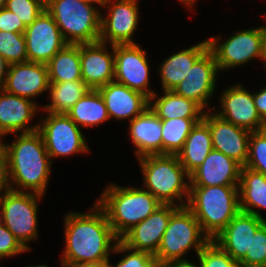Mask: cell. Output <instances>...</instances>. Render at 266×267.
Here are the masks:
<instances>
[{"mask_svg":"<svg viewBox=\"0 0 266 267\" xmlns=\"http://www.w3.org/2000/svg\"><path fill=\"white\" fill-rule=\"evenodd\" d=\"M90 209L89 213L71 211L64 218L66 248L61 258L62 267L108 261L109 253L114 251L120 240L114 234L104 210L96 202Z\"/></svg>","mask_w":266,"mask_h":267,"instance_id":"obj_1","label":"cell"},{"mask_svg":"<svg viewBox=\"0 0 266 267\" xmlns=\"http://www.w3.org/2000/svg\"><path fill=\"white\" fill-rule=\"evenodd\" d=\"M5 146L8 153L11 190L31 191L43 196L49 182L52 160L40 132L36 130L20 133L16 141ZM15 184L17 188L13 186Z\"/></svg>","mask_w":266,"mask_h":267,"instance_id":"obj_2","label":"cell"},{"mask_svg":"<svg viewBox=\"0 0 266 267\" xmlns=\"http://www.w3.org/2000/svg\"><path fill=\"white\" fill-rule=\"evenodd\" d=\"M106 188L96 203L106 213L108 222L119 239L162 205L143 187H121L111 183Z\"/></svg>","mask_w":266,"mask_h":267,"instance_id":"obj_3","label":"cell"},{"mask_svg":"<svg viewBox=\"0 0 266 267\" xmlns=\"http://www.w3.org/2000/svg\"><path fill=\"white\" fill-rule=\"evenodd\" d=\"M137 160H139L143 174V189L146 188L145 190L152 193L162 204L179 207L187 205L190 176L180 164L177 155H147ZM184 196L186 202L183 200ZM176 200H179L180 205Z\"/></svg>","mask_w":266,"mask_h":267,"instance_id":"obj_4","label":"cell"},{"mask_svg":"<svg viewBox=\"0 0 266 267\" xmlns=\"http://www.w3.org/2000/svg\"><path fill=\"white\" fill-rule=\"evenodd\" d=\"M186 206L212 240L240 212L238 186L190 187Z\"/></svg>","mask_w":266,"mask_h":267,"instance_id":"obj_5","label":"cell"},{"mask_svg":"<svg viewBox=\"0 0 266 267\" xmlns=\"http://www.w3.org/2000/svg\"><path fill=\"white\" fill-rule=\"evenodd\" d=\"M45 9L68 44L99 41L102 15L94 5L84 0H45Z\"/></svg>","mask_w":266,"mask_h":267,"instance_id":"obj_6","label":"cell"},{"mask_svg":"<svg viewBox=\"0 0 266 267\" xmlns=\"http://www.w3.org/2000/svg\"><path fill=\"white\" fill-rule=\"evenodd\" d=\"M210 240L202 231L192 211L187 206H181L171 215L161 244L154 256L158 262L185 260L183 256L189 249L194 248L198 255Z\"/></svg>","mask_w":266,"mask_h":267,"instance_id":"obj_7","label":"cell"},{"mask_svg":"<svg viewBox=\"0 0 266 267\" xmlns=\"http://www.w3.org/2000/svg\"><path fill=\"white\" fill-rule=\"evenodd\" d=\"M265 37V26H260L235 32V35L230 36L222 43H219L220 36L208 38L207 41L209 50L214 54L218 69L224 71L247 64L253 58L263 60Z\"/></svg>","mask_w":266,"mask_h":267,"instance_id":"obj_8","label":"cell"},{"mask_svg":"<svg viewBox=\"0 0 266 267\" xmlns=\"http://www.w3.org/2000/svg\"><path fill=\"white\" fill-rule=\"evenodd\" d=\"M43 196L37 193L9 190L0 194L3 224L26 248L29 241L38 238V204Z\"/></svg>","mask_w":266,"mask_h":267,"instance_id":"obj_9","label":"cell"},{"mask_svg":"<svg viewBox=\"0 0 266 267\" xmlns=\"http://www.w3.org/2000/svg\"><path fill=\"white\" fill-rule=\"evenodd\" d=\"M46 117L38 124V131L50 158L88 153L86 138L67 114L48 112Z\"/></svg>","mask_w":266,"mask_h":267,"instance_id":"obj_10","label":"cell"},{"mask_svg":"<svg viewBox=\"0 0 266 267\" xmlns=\"http://www.w3.org/2000/svg\"><path fill=\"white\" fill-rule=\"evenodd\" d=\"M146 50L138 44L114 45V81L150 98L155 91L149 89V62Z\"/></svg>","mask_w":266,"mask_h":267,"instance_id":"obj_11","label":"cell"},{"mask_svg":"<svg viewBox=\"0 0 266 267\" xmlns=\"http://www.w3.org/2000/svg\"><path fill=\"white\" fill-rule=\"evenodd\" d=\"M24 34L28 61L47 64L68 43L53 17L45 9L26 27Z\"/></svg>","mask_w":266,"mask_h":267,"instance_id":"obj_12","label":"cell"},{"mask_svg":"<svg viewBox=\"0 0 266 267\" xmlns=\"http://www.w3.org/2000/svg\"><path fill=\"white\" fill-rule=\"evenodd\" d=\"M137 0H110L107 17L101 16L99 41L111 45L135 44L132 35L138 27Z\"/></svg>","mask_w":266,"mask_h":267,"instance_id":"obj_13","label":"cell"},{"mask_svg":"<svg viewBox=\"0 0 266 267\" xmlns=\"http://www.w3.org/2000/svg\"><path fill=\"white\" fill-rule=\"evenodd\" d=\"M208 109L209 112H204L202 120L209 126L213 149L232 158L242 167L245 166L251 131L224 120L210 108Z\"/></svg>","mask_w":266,"mask_h":267,"instance_id":"obj_14","label":"cell"},{"mask_svg":"<svg viewBox=\"0 0 266 267\" xmlns=\"http://www.w3.org/2000/svg\"><path fill=\"white\" fill-rule=\"evenodd\" d=\"M219 72L214 54L208 49L191 67L186 78L173 91L180 96L193 100L202 109L208 107L209 98L216 89Z\"/></svg>","mask_w":266,"mask_h":267,"instance_id":"obj_15","label":"cell"},{"mask_svg":"<svg viewBox=\"0 0 266 267\" xmlns=\"http://www.w3.org/2000/svg\"><path fill=\"white\" fill-rule=\"evenodd\" d=\"M179 206L162 204L139 224L134 225L120 241L128 248L155 255L168 227L170 217Z\"/></svg>","mask_w":266,"mask_h":267,"instance_id":"obj_16","label":"cell"},{"mask_svg":"<svg viewBox=\"0 0 266 267\" xmlns=\"http://www.w3.org/2000/svg\"><path fill=\"white\" fill-rule=\"evenodd\" d=\"M219 100L221 110L214 111L219 117L251 132L262 130L264 120L257 112L253 93L241 84L223 90Z\"/></svg>","mask_w":266,"mask_h":267,"instance_id":"obj_17","label":"cell"},{"mask_svg":"<svg viewBox=\"0 0 266 267\" xmlns=\"http://www.w3.org/2000/svg\"><path fill=\"white\" fill-rule=\"evenodd\" d=\"M111 53L103 42L80 44L82 80L90 89L97 90L114 81V45Z\"/></svg>","mask_w":266,"mask_h":267,"instance_id":"obj_18","label":"cell"},{"mask_svg":"<svg viewBox=\"0 0 266 267\" xmlns=\"http://www.w3.org/2000/svg\"><path fill=\"white\" fill-rule=\"evenodd\" d=\"M50 87L47 64L26 61L10 64L3 90L32 99Z\"/></svg>","mask_w":266,"mask_h":267,"instance_id":"obj_19","label":"cell"},{"mask_svg":"<svg viewBox=\"0 0 266 267\" xmlns=\"http://www.w3.org/2000/svg\"><path fill=\"white\" fill-rule=\"evenodd\" d=\"M265 221L240 211L212 241L239 263L250 252L252 234Z\"/></svg>","mask_w":266,"mask_h":267,"instance_id":"obj_20","label":"cell"},{"mask_svg":"<svg viewBox=\"0 0 266 267\" xmlns=\"http://www.w3.org/2000/svg\"><path fill=\"white\" fill-rule=\"evenodd\" d=\"M241 165L213 149L204 162L189 176L190 187L238 186Z\"/></svg>","mask_w":266,"mask_h":267,"instance_id":"obj_21","label":"cell"},{"mask_svg":"<svg viewBox=\"0 0 266 267\" xmlns=\"http://www.w3.org/2000/svg\"><path fill=\"white\" fill-rule=\"evenodd\" d=\"M0 138L18 131L29 133L38 130V124L29 126L28 123L39 112L38 105L31 99L17 96L0 90Z\"/></svg>","mask_w":266,"mask_h":267,"instance_id":"obj_22","label":"cell"},{"mask_svg":"<svg viewBox=\"0 0 266 267\" xmlns=\"http://www.w3.org/2000/svg\"><path fill=\"white\" fill-rule=\"evenodd\" d=\"M97 90L106 104L110 119L127 118L131 121L149 106L147 96L116 81L109 82Z\"/></svg>","mask_w":266,"mask_h":267,"instance_id":"obj_23","label":"cell"},{"mask_svg":"<svg viewBox=\"0 0 266 267\" xmlns=\"http://www.w3.org/2000/svg\"><path fill=\"white\" fill-rule=\"evenodd\" d=\"M129 123V133L136 147L137 159L147 155L162 154V120L150 106Z\"/></svg>","mask_w":266,"mask_h":267,"instance_id":"obj_24","label":"cell"},{"mask_svg":"<svg viewBox=\"0 0 266 267\" xmlns=\"http://www.w3.org/2000/svg\"><path fill=\"white\" fill-rule=\"evenodd\" d=\"M209 49L208 41L172 54L160 64L162 90H173L189 73L193 64Z\"/></svg>","mask_w":266,"mask_h":267,"instance_id":"obj_25","label":"cell"},{"mask_svg":"<svg viewBox=\"0 0 266 267\" xmlns=\"http://www.w3.org/2000/svg\"><path fill=\"white\" fill-rule=\"evenodd\" d=\"M212 150V136L209 126L201 120L192 128L177 156L180 164L190 175L204 162Z\"/></svg>","mask_w":266,"mask_h":267,"instance_id":"obj_26","label":"cell"},{"mask_svg":"<svg viewBox=\"0 0 266 267\" xmlns=\"http://www.w3.org/2000/svg\"><path fill=\"white\" fill-rule=\"evenodd\" d=\"M238 193L240 211L265 219L254 210V208L266 209V176L264 174L245 166L241 167Z\"/></svg>","mask_w":266,"mask_h":267,"instance_id":"obj_27","label":"cell"},{"mask_svg":"<svg viewBox=\"0 0 266 267\" xmlns=\"http://www.w3.org/2000/svg\"><path fill=\"white\" fill-rule=\"evenodd\" d=\"M163 92L162 97L154 93L149 98L150 108L160 119L203 118L205 111L193 100L177 95L173 90Z\"/></svg>","mask_w":266,"mask_h":267,"instance_id":"obj_28","label":"cell"},{"mask_svg":"<svg viewBox=\"0 0 266 267\" xmlns=\"http://www.w3.org/2000/svg\"><path fill=\"white\" fill-rule=\"evenodd\" d=\"M66 114L78 127L84 128L98 126L110 119L100 92L93 89L77 101Z\"/></svg>","mask_w":266,"mask_h":267,"instance_id":"obj_29","label":"cell"},{"mask_svg":"<svg viewBox=\"0 0 266 267\" xmlns=\"http://www.w3.org/2000/svg\"><path fill=\"white\" fill-rule=\"evenodd\" d=\"M49 82H66L82 79L80 44H67L47 63Z\"/></svg>","mask_w":266,"mask_h":267,"instance_id":"obj_30","label":"cell"},{"mask_svg":"<svg viewBox=\"0 0 266 267\" xmlns=\"http://www.w3.org/2000/svg\"><path fill=\"white\" fill-rule=\"evenodd\" d=\"M90 88L82 80L66 82H50L49 96L51 104L43 106L49 113L66 114L79 101Z\"/></svg>","mask_w":266,"mask_h":267,"instance_id":"obj_31","label":"cell"},{"mask_svg":"<svg viewBox=\"0 0 266 267\" xmlns=\"http://www.w3.org/2000/svg\"><path fill=\"white\" fill-rule=\"evenodd\" d=\"M203 118H172L162 120V154L177 155L196 123Z\"/></svg>","mask_w":266,"mask_h":267,"instance_id":"obj_32","label":"cell"},{"mask_svg":"<svg viewBox=\"0 0 266 267\" xmlns=\"http://www.w3.org/2000/svg\"><path fill=\"white\" fill-rule=\"evenodd\" d=\"M0 55L9 64L28 61L24 34L0 31Z\"/></svg>","mask_w":266,"mask_h":267,"instance_id":"obj_33","label":"cell"},{"mask_svg":"<svg viewBox=\"0 0 266 267\" xmlns=\"http://www.w3.org/2000/svg\"><path fill=\"white\" fill-rule=\"evenodd\" d=\"M245 167L266 176V133L263 130L251 132Z\"/></svg>","mask_w":266,"mask_h":267,"instance_id":"obj_34","label":"cell"},{"mask_svg":"<svg viewBox=\"0 0 266 267\" xmlns=\"http://www.w3.org/2000/svg\"><path fill=\"white\" fill-rule=\"evenodd\" d=\"M240 267H266V221L252 234L250 252L239 262Z\"/></svg>","mask_w":266,"mask_h":267,"instance_id":"obj_35","label":"cell"},{"mask_svg":"<svg viewBox=\"0 0 266 267\" xmlns=\"http://www.w3.org/2000/svg\"><path fill=\"white\" fill-rule=\"evenodd\" d=\"M199 267H239V263L210 240L198 253Z\"/></svg>","mask_w":266,"mask_h":267,"instance_id":"obj_36","label":"cell"},{"mask_svg":"<svg viewBox=\"0 0 266 267\" xmlns=\"http://www.w3.org/2000/svg\"><path fill=\"white\" fill-rule=\"evenodd\" d=\"M5 8L15 13L27 27L45 10V0H7Z\"/></svg>","mask_w":266,"mask_h":267,"instance_id":"obj_37","label":"cell"},{"mask_svg":"<svg viewBox=\"0 0 266 267\" xmlns=\"http://www.w3.org/2000/svg\"><path fill=\"white\" fill-rule=\"evenodd\" d=\"M113 253H125L126 255L115 266L110 264L109 259V267H152L157 261L154 255L148 252L130 249L120 240L117 241Z\"/></svg>","mask_w":266,"mask_h":267,"instance_id":"obj_38","label":"cell"},{"mask_svg":"<svg viewBox=\"0 0 266 267\" xmlns=\"http://www.w3.org/2000/svg\"><path fill=\"white\" fill-rule=\"evenodd\" d=\"M28 251L12 232L2 223L0 224V259L13 257Z\"/></svg>","mask_w":266,"mask_h":267,"instance_id":"obj_39","label":"cell"},{"mask_svg":"<svg viewBox=\"0 0 266 267\" xmlns=\"http://www.w3.org/2000/svg\"><path fill=\"white\" fill-rule=\"evenodd\" d=\"M26 26L12 11L3 7L0 9V31L24 33Z\"/></svg>","mask_w":266,"mask_h":267,"instance_id":"obj_40","label":"cell"},{"mask_svg":"<svg viewBox=\"0 0 266 267\" xmlns=\"http://www.w3.org/2000/svg\"><path fill=\"white\" fill-rule=\"evenodd\" d=\"M0 140H3L0 138ZM11 190L8 153L5 143L0 141V194ZM3 191V192H2Z\"/></svg>","mask_w":266,"mask_h":267,"instance_id":"obj_41","label":"cell"},{"mask_svg":"<svg viewBox=\"0 0 266 267\" xmlns=\"http://www.w3.org/2000/svg\"><path fill=\"white\" fill-rule=\"evenodd\" d=\"M255 107L260 117L266 119V86L258 93H253Z\"/></svg>","mask_w":266,"mask_h":267,"instance_id":"obj_42","label":"cell"},{"mask_svg":"<svg viewBox=\"0 0 266 267\" xmlns=\"http://www.w3.org/2000/svg\"><path fill=\"white\" fill-rule=\"evenodd\" d=\"M9 65L10 64L0 55V90L4 87Z\"/></svg>","mask_w":266,"mask_h":267,"instance_id":"obj_43","label":"cell"},{"mask_svg":"<svg viewBox=\"0 0 266 267\" xmlns=\"http://www.w3.org/2000/svg\"><path fill=\"white\" fill-rule=\"evenodd\" d=\"M169 267H199V265H195L189 261H187V259L185 260H171V261H167L165 262Z\"/></svg>","mask_w":266,"mask_h":267,"instance_id":"obj_44","label":"cell"},{"mask_svg":"<svg viewBox=\"0 0 266 267\" xmlns=\"http://www.w3.org/2000/svg\"><path fill=\"white\" fill-rule=\"evenodd\" d=\"M72 267H109L108 261L82 263Z\"/></svg>","mask_w":266,"mask_h":267,"instance_id":"obj_45","label":"cell"},{"mask_svg":"<svg viewBox=\"0 0 266 267\" xmlns=\"http://www.w3.org/2000/svg\"><path fill=\"white\" fill-rule=\"evenodd\" d=\"M86 3L94 5L93 3H97L98 6L106 8V5L110 2V0H84Z\"/></svg>","mask_w":266,"mask_h":267,"instance_id":"obj_46","label":"cell"},{"mask_svg":"<svg viewBox=\"0 0 266 267\" xmlns=\"http://www.w3.org/2000/svg\"><path fill=\"white\" fill-rule=\"evenodd\" d=\"M180 2L184 3V5H186V7L188 6L189 8H191V6L193 7V4H195L196 0H179Z\"/></svg>","mask_w":266,"mask_h":267,"instance_id":"obj_47","label":"cell"},{"mask_svg":"<svg viewBox=\"0 0 266 267\" xmlns=\"http://www.w3.org/2000/svg\"><path fill=\"white\" fill-rule=\"evenodd\" d=\"M262 62H264V66L266 68V37H265V40H264V50H263V60H262Z\"/></svg>","mask_w":266,"mask_h":267,"instance_id":"obj_48","label":"cell"},{"mask_svg":"<svg viewBox=\"0 0 266 267\" xmlns=\"http://www.w3.org/2000/svg\"><path fill=\"white\" fill-rule=\"evenodd\" d=\"M152 267H169L165 262L156 261Z\"/></svg>","mask_w":266,"mask_h":267,"instance_id":"obj_49","label":"cell"},{"mask_svg":"<svg viewBox=\"0 0 266 267\" xmlns=\"http://www.w3.org/2000/svg\"><path fill=\"white\" fill-rule=\"evenodd\" d=\"M3 223V209L1 207V202H0V224Z\"/></svg>","mask_w":266,"mask_h":267,"instance_id":"obj_50","label":"cell"},{"mask_svg":"<svg viewBox=\"0 0 266 267\" xmlns=\"http://www.w3.org/2000/svg\"><path fill=\"white\" fill-rule=\"evenodd\" d=\"M7 0H0V9L5 7Z\"/></svg>","mask_w":266,"mask_h":267,"instance_id":"obj_51","label":"cell"},{"mask_svg":"<svg viewBox=\"0 0 266 267\" xmlns=\"http://www.w3.org/2000/svg\"><path fill=\"white\" fill-rule=\"evenodd\" d=\"M262 130L266 133V119L264 120V124H263Z\"/></svg>","mask_w":266,"mask_h":267,"instance_id":"obj_52","label":"cell"},{"mask_svg":"<svg viewBox=\"0 0 266 267\" xmlns=\"http://www.w3.org/2000/svg\"><path fill=\"white\" fill-rule=\"evenodd\" d=\"M29 267H49L47 265H39V266H29Z\"/></svg>","mask_w":266,"mask_h":267,"instance_id":"obj_53","label":"cell"}]
</instances>
